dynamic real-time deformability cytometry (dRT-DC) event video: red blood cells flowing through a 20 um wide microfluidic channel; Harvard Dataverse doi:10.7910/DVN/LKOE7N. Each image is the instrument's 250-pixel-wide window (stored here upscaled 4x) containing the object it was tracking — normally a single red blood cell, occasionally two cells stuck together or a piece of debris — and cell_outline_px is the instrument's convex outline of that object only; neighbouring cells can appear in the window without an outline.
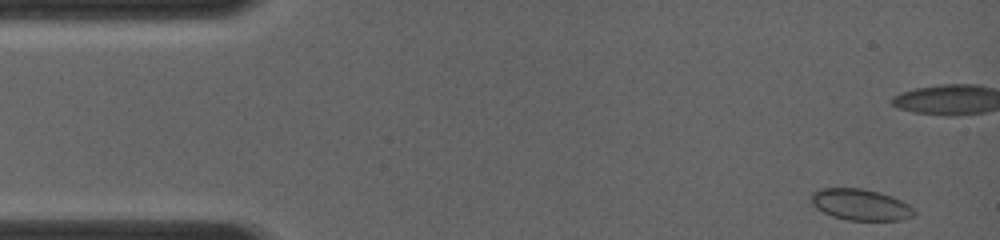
{"species": "common noctule bat (a hibernating species)", "species_latin": "Nyctalus noctula", "temperature_condition": "room temperature", "stored_images_in_passage": 6, "camera_frame_rate_fps": 4000, "um_per_image_px": 0.085, "animal": {"sex": "female", "body_mass_g": 19.0, "forearm_length_mm": 56.7}, "frame": {"image": 1, "passage_image": 1, "time_ms": 0.0, "image_size_px": [1000, 240], "cell_outline_px": [[916, 216], [900, 220], [848, 220], [832, 216], [816, 208], [808, 200], [812, 192], [820, 188], [860, 188], [880, 192], [892, 196], [908, 204], [916, 212]], "centroid_in_image_um": [73.12, 17.39], "position_along_channel_um": 11.9, "area_um2": 18.96}}
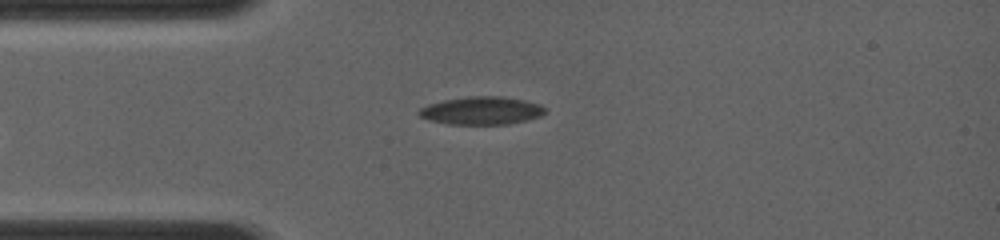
{"frame": {"image": 2, "passage_image": 6, "time_ms": 4.0, "image_size_px": [1000, 240], "cell_outline_px": [[548, 112], [540, 116], [508, 124], [448, 124], [428, 120], [420, 116], [416, 112], [420, 108], [428, 104], [444, 100], [468, 96], [504, 96], [524, 100], [540, 104]], "centroid_in_image_um": [40.91, 9.39], "position_along_channel_um": 44.1, "area_um2": 20.58}}